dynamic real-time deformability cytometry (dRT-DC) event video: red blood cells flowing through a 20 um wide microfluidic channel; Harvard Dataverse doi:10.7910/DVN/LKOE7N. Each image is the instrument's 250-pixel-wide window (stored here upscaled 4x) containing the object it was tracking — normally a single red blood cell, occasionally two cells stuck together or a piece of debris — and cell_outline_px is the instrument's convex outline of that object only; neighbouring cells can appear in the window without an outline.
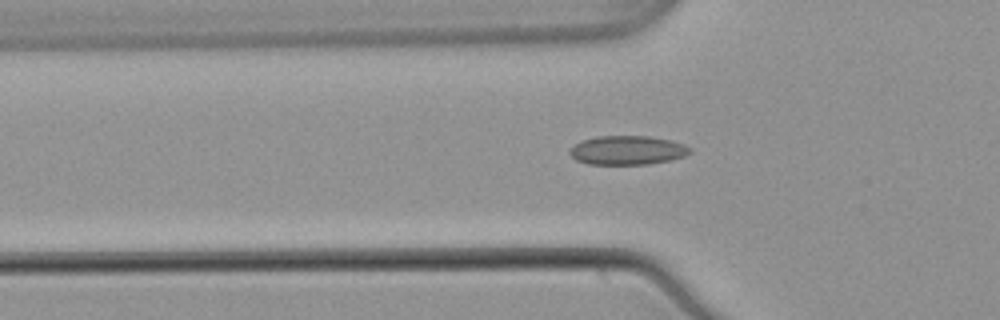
{"species": "common noctule bat (a hibernating species)", "species_latin": "Nyctalus noctula", "temperature_condition": "warm", "stored_images_in_passage": 39, "camera_frame_rate_fps": 3000, "um_per_image_px": 0.085, "animal": {"sex": "male", "body_mass_g": 21.5, "forearm_length_mm": 52.0}, "frame": {"image": 1, "passage_image": 7, "time_ms": 2.0, "image_size_px": [1000, 320], "cell_outline_px": [[692, 152], [684, 156], [672, 160], [648, 164], [588, 164], [576, 160], [568, 152], [576, 144], [584, 140], [596, 136], [648, 136], [672, 140], [684, 144], [692, 148]], "centroid_in_image_um": [53.38, 12.77], "position_along_channel_um": 72.4, "area_um2": 20.35}}
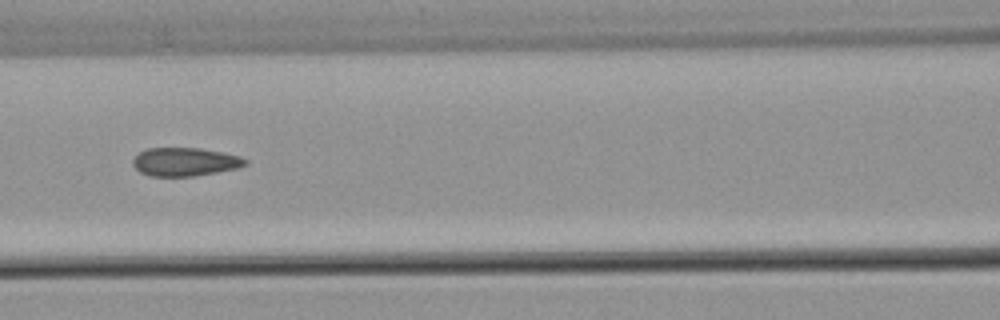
{"frame": {"image": 2, "passage_image": 13, "time_ms": 4.0, "image_size_px": [1000, 320], "cell_outline_px": [[248, 164], [240, 168], [192, 176], [148, 176], [140, 172], [132, 164], [132, 160], [140, 152], [148, 148], [200, 148], [240, 156], [248, 160]], "centroid_in_image_um": [15.74, 13.76], "position_along_channel_um": 150.9, "area_um2": 18.61}}
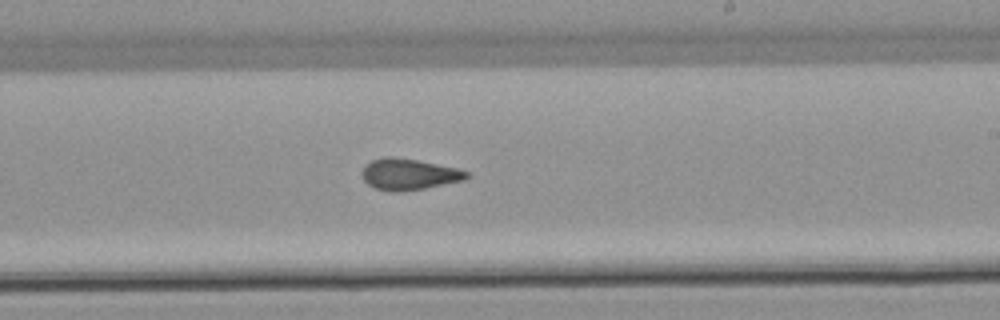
{"frame": {"image": 3, "passage_image": 21, "time_ms": 6.667, "image_size_px": [1000, 320], "cell_outline_px": [[472, 176], [464, 180], [424, 188], [396, 192], [392, 192], [376, 188], [368, 184], [364, 180], [364, 168], [372, 160], [384, 156], [392, 156], [416, 160], [456, 168], [468, 172]], "centroid_in_image_um": [34.79, 14.81], "position_along_channel_um": 254.2, "area_um2": 18.67}}